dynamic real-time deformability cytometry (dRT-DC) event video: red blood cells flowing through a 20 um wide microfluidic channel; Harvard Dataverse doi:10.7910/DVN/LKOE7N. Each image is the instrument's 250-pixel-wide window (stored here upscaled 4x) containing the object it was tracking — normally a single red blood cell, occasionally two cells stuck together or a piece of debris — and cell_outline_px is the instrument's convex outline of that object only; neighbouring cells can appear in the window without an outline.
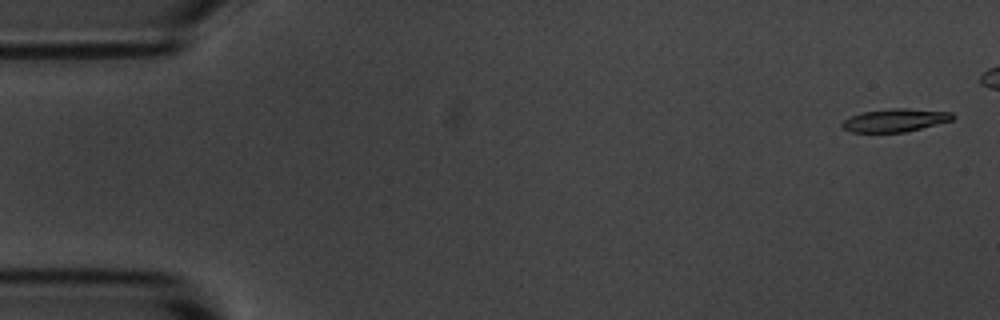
{"species": "common noctule bat (a hibernating species)", "species_latin": "Nyctalus noctula", "temperature_condition": "room temperature", "stored_images_in_passage": 6, "camera_frame_rate_fps": 3000, "um_per_image_px": 0.085, "animal": {"sex": "male", "body_mass_g": 20.1, "forearm_length_mm": 53.5}, "frame": {"image": 1, "passage_image": 1, "time_ms": 0.0, "image_size_px": [1000, 320], "cell_outline_px": [[956, 116], [952, 120], [904, 132], [852, 132], [844, 128], [840, 124], [844, 120], [852, 116], [864, 112], [892, 108], [904, 108], [952, 112]], "centroid_in_image_um": [76.1, 10.21], "position_along_channel_um": 8.9, "area_um2": 14.57}}
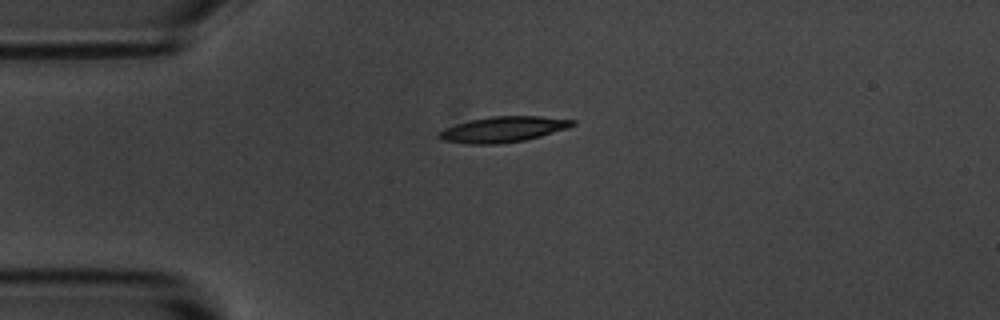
{"frame": {"image": 2, "passage_image": 6, "time_ms": 6.0, "image_size_px": [1000, 320], "cell_outline_px": [[576, 124], [568, 128], [540, 136], [524, 140], [496, 144], [468, 144], [440, 140], [436, 136], [436, 132], [444, 128], [468, 120], [492, 116], [540, 116], [576, 120]], "centroid_in_image_um": [42.71, 10.99], "position_along_channel_um": 42.3, "area_um2": 20.11}}